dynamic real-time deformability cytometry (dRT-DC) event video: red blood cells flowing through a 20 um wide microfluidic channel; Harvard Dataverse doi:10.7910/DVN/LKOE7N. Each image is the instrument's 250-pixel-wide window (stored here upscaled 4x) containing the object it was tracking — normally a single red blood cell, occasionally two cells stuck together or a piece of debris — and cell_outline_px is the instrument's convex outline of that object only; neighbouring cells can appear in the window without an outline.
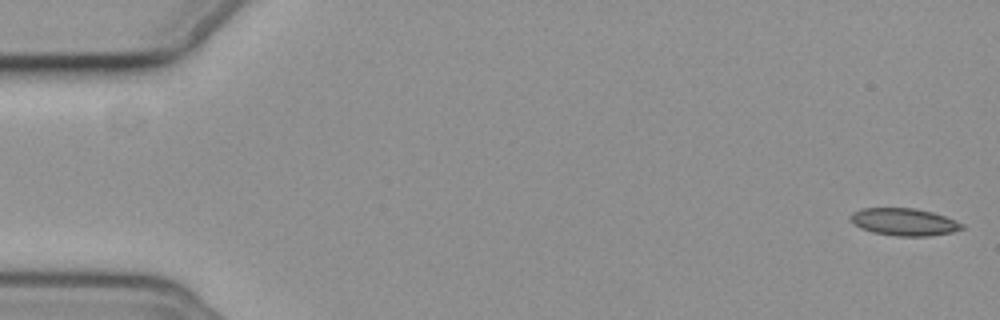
{"species": "common noctule bat (a hibernating species)", "species_latin": "Nyctalus noctula", "temperature_condition": "cold", "stored_images_in_passage": 57, "camera_frame_rate_fps": 3000, "um_per_image_px": 0.085, "animal": {"sex": "female", "body_mass_g": 19.3, "forearm_length_mm": 54.1}, "frame": {"image": 1, "passage_image": 1, "time_ms": 0.0, "image_size_px": [1000, 320], "cell_outline_px": [[964, 228], [952, 232], [928, 236], [896, 236], [872, 232], [860, 228], [852, 220], [852, 212], [860, 208], [916, 208], [932, 212], [944, 216], [964, 224]], "centroid_in_image_um": [76.86, 18.86], "position_along_channel_um": 8.1, "area_um2": 17.63}}
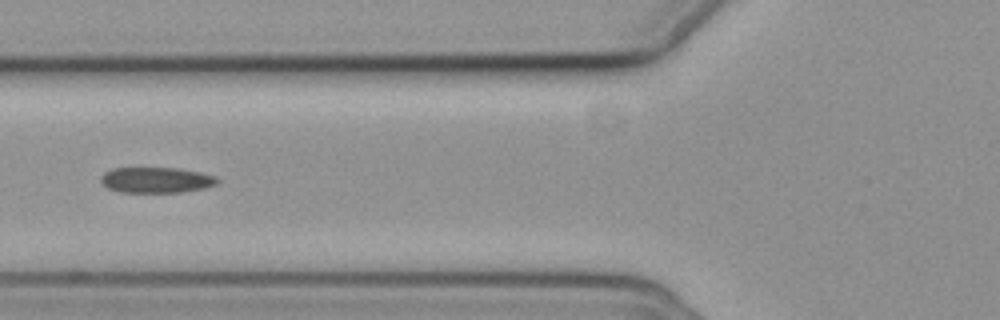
{"frame": {"image": 2, "passage_image": 22, "time_ms": 7.0, "image_size_px": [1000, 320], "cell_outline_px": [[220, 180], [216, 184], [204, 188], [180, 192], [120, 192], [108, 188], [100, 180], [100, 176], [104, 172], [112, 168], [176, 168], [200, 172], [216, 176]], "centroid_in_image_um": [13.27, 15.29], "position_along_channel_um": 112.5, "area_um2": 17.4}}
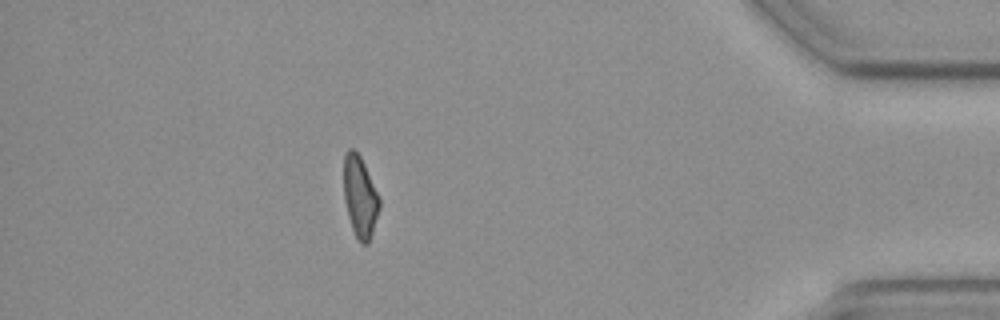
{"frame": {"image": 3, "passage_image": 50, "time_ms": 16.333, "image_size_px": [1000, 320], "cell_outline_px": [[380, 208], [368, 244], [360, 244], [352, 228], [348, 216], [344, 200], [344, 152], [348, 148], [352, 148], [360, 156], [380, 196]], "centroid_in_image_um": [30.6, 16.71], "position_along_channel_um": 404.6, "area_um2": 16.94}, "authors_computed_cell_mechanics": {"area_um2": 17.6868, "velocity_mm_per_s": 3.6729, "shape_relaxation_time_tau1_ms": null, "shape_relaxation_time_tau2_ms": 5.4295, "deformation_change_tau1": null, "deformation_change_tau2": 0.1371}}